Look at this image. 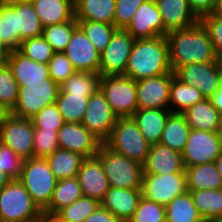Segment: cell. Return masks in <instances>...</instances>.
<instances>
[{
  "mask_svg": "<svg viewBox=\"0 0 222 222\" xmlns=\"http://www.w3.org/2000/svg\"><path fill=\"white\" fill-rule=\"evenodd\" d=\"M166 38L172 72L189 64L217 61L209 34L200 21L191 27L168 32Z\"/></svg>",
  "mask_w": 222,
  "mask_h": 222,
  "instance_id": "6da1fadb",
  "label": "cell"
},
{
  "mask_svg": "<svg viewBox=\"0 0 222 222\" xmlns=\"http://www.w3.org/2000/svg\"><path fill=\"white\" fill-rule=\"evenodd\" d=\"M172 71L166 36L135 39L125 75L138 81Z\"/></svg>",
  "mask_w": 222,
  "mask_h": 222,
  "instance_id": "7a4b0ae2",
  "label": "cell"
},
{
  "mask_svg": "<svg viewBox=\"0 0 222 222\" xmlns=\"http://www.w3.org/2000/svg\"><path fill=\"white\" fill-rule=\"evenodd\" d=\"M42 210L19 180L0 189V222H39Z\"/></svg>",
  "mask_w": 222,
  "mask_h": 222,
  "instance_id": "3957f363",
  "label": "cell"
},
{
  "mask_svg": "<svg viewBox=\"0 0 222 222\" xmlns=\"http://www.w3.org/2000/svg\"><path fill=\"white\" fill-rule=\"evenodd\" d=\"M96 156L100 159L109 186L141 189L143 165L101 144Z\"/></svg>",
  "mask_w": 222,
  "mask_h": 222,
  "instance_id": "277c9868",
  "label": "cell"
},
{
  "mask_svg": "<svg viewBox=\"0 0 222 222\" xmlns=\"http://www.w3.org/2000/svg\"><path fill=\"white\" fill-rule=\"evenodd\" d=\"M18 180L42 211L49 205L58 181L46 158L41 157L26 159Z\"/></svg>",
  "mask_w": 222,
  "mask_h": 222,
  "instance_id": "5b68a950",
  "label": "cell"
},
{
  "mask_svg": "<svg viewBox=\"0 0 222 222\" xmlns=\"http://www.w3.org/2000/svg\"><path fill=\"white\" fill-rule=\"evenodd\" d=\"M104 144L142 165L147 159L151 146L132 117H117L113 130Z\"/></svg>",
  "mask_w": 222,
  "mask_h": 222,
  "instance_id": "8992f818",
  "label": "cell"
},
{
  "mask_svg": "<svg viewBox=\"0 0 222 222\" xmlns=\"http://www.w3.org/2000/svg\"><path fill=\"white\" fill-rule=\"evenodd\" d=\"M99 89L117 117H131L138 110L136 81L130 77L100 76Z\"/></svg>",
  "mask_w": 222,
  "mask_h": 222,
  "instance_id": "52a82bcc",
  "label": "cell"
},
{
  "mask_svg": "<svg viewBox=\"0 0 222 222\" xmlns=\"http://www.w3.org/2000/svg\"><path fill=\"white\" fill-rule=\"evenodd\" d=\"M59 85L50 77L43 82L25 83L19 86L18 100L11 115L31 119L45 106L56 102Z\"/></svg>",
  "mask_w": 222,
  "mask_h": 222,
  "instance_id": "ba28073f",
  "label": "cell"
},
{
  "mask_svg": "<svg viewBox=\"0 0 222 222\" xmlns=\"http://www.w3.org/2000/svg\"><path fill=\"white\" fill-rule=\"evenodd\" d=\"M222 152V138L217 132L190 129L182 151L185 167L214 162Z\"/></svg>",
  "mask_w": 222,
  "mask_h": 222,
  "instance_id": "9c48e42d",
  "label": "cell"
},
{
  "mask_svg": "<svg viewBox=\"0 0 222 222\" xmlns=\"http://www.w3.org/2000/svg\"><path fill=\"white\" fill-rule=\"evenodd\" d=\"M187 191L186 173L142 175V196L166 206L176 196Z\"/></svg>",
  "mask_w": 222,
  "mask_h": 222,
  "instance_id": "30bf717a",
  "label": "cell"
},
{
  "mask_svg": "<svg viewBox=\"0 0 222 222\" xmlns=\"http://www.w3.org/2000/svg\"><path fill=\"white\" fill-rule=\"evenodd\" d=\"M135 39L124 29H118L100 54V76L125 75Z\"/></svg>",
  "mask_w": 222,
  "mask_h": 222,
  "instance_id": "8fae6325",
  "label": "cell"
},
{
  "mask_svg": "<svg viewBox=\"0 0 222 222\" xmlns=\"http://www.w3.org/2000/svg\"><path fill=\"white\" fill-rule=\"evenodd\" d=\"M34 125L31 119L11 115L0 127V142L24 160L33 157Z\"/></svg>",
  "mask_w": 222,
  "mask_h": 222,
  "instance_id": "7c38bea8",
  "label": "cell"
},
{
  "mask_svg": "<svg viewBox=\"0 0 222 222\" xmlns=\"http://www.w3.org/2000/svg\"><path fill=\"white\" fill-rule=\"evenodd\" d=\"M117 116L111 110L105 96L98 89L88 101V107L81 124L104 143L110 136Z\"/></svg>",
  "mask_w": 222,
  "mask_h": 222,
  "instance_id": "4fadbf2b",
  "label": "cell"
},
{
  "mask_svg": "<svg viewBox=\"0 0 222 222\" xmlns=\"http://www.w3.org/2000/svg\"><path fill=\"white\" fill-rule=\"evenodd\" d=\"M173 72L136 81L138 109L169 110Z\"/></svg>",
  "mask_w": 222,
  "mask_h": 222,
  "instance_id": "5bb4252c",
  "label": "cell"
},
{
  "mask_svg": "<svg viewBox=\"0 0 222 222\" xmlns=\"http://www.w3.org/2000/svg\"><path fill=\"white\" fill-rule=\"evenodd\" d=\"M174 74L183 83L195 86L205 98L215 94L221 79L217 61L181 66Z\"/></svg>",
  "mask_w": 222,
  "mask_h": 222,
  "instance_id": "9a60e30c",
  "label": "cell"
},
{
  "mask_svg": "<svg viewBox=\"0 0 222 222\" xmlns=\"http://www.w3.org/2000/svg\"><path fill=\"white\" fill-rule=\"evenodd\" d=\"M60 149L81 154L85 158L96 156L102 142L81 123H65L58 130Z\"/></svg>",
  "mask_w": 222,
  "mask_h": 222,
  "instance_id": "2e32d148",
  "label": "cell"
},
{
  "mask_svg": "<svg viewBox=\"0 0 222 222\" xmlns=\"http://www.w3.org/2000/svg\"><path fill=\"white\" fill-rule=\"evenodd\" d=\"M134 39L165 36L162 16L154 0L143 2L135 11L129 25L124 29Z\"/></svg>",
  "mask_w": 222,
  "mask_h": 222,
  "instance_id": "e0dca14e",
  "label": "cell"
},
{
  "mask_svg": "<svg viewBox=\"0 0 222 222\" xmlns=\"http://www.w3.org/2000/svg\"><path fill=\"white\" fill-rule=\"evenodd\" d=\"M64 54L76 71L99 74L100 53L79 27L73 32Z\"/></svg>",
  "mask_w": 222,
  "mask_h": 222,
  "instance_id": "ac0fdd59",
  "label": "cell"
},
{
  "mask_svg": "<svg viewBox=\"0 0 222 222\" xmlns=\"http://www.w3.org/2000/svg\"><path fill=\"white\" fill-rule=\"evenodd\" d=\"M77 178L83 196L93 198L99 203L110 188L103 165L97 156L83 160Z\"/></svg>",
  "mask_w": 222,
  "mask_h": 222,
  "instance_id": "d6986e66",
  "label": "cell"
},
{
  "mask_svg": "<svg viewBox=\"0 0 222 222\" xmlns=\"http://www.w3.org/2000/svg\"><path fill=\"white\" fill-rule=\"evenodd\" d=\"M143 173L158 175L185 173L182 153L160 143L152 144L143 164Z\"/></svg>",
  "mask_w": 222,
  "mask_h": 222,
  "instance_id": "ffe728a7",
  "label": "cell"
},
{
  "mask_svg": "<svg viewBox=\"0 0 222 222\" xmlns=\"http://www.w3.org/2000/svg\"><path fill=\"white\" fill-rule=\"evenodd\" d=\"M141 197V189L110 187L100 205L122 222H128L134 215Z\"/></svg>",
  "mask_w": 222,
  "mask_h": 222,
  "instance_id": "44dd1931",
  "label": "cell"
},
{
  "mask_svg": "<svg viewBox=\"0 0 222 222\" xmlns=\"http://www.w3.org/2000/svg\"><path fill=\"white\" fill-rule=\"evenodd\" d=\"M162 16L165 36L168 32L184 29L199 22L187 0H154Z\"/></svg>",
  "mask_w": 222,
  "mask_h": 222,
  "instance_id": "7402d4cb",
  "label": "cell"
},
{
  "mask_svg": "<svg viewBox=\"0 0 222 222\" xmlns=\"http://www.w3.org/2000/svg\"><path fill=\"white\" fill-rule=\"evenodd\" d=\"M7 64L19 86H25V83L43 82L50 77L48 64L31 60L18 50L10 51Z\"/></svg>",
  "mask_w": 222,
  "mask_h": 222,
  "instance_id": "603a6c76",
  "label": "cell"
},
{
  "mask_svg": "<svg viewBox=\"0 0 222 222\" xmlns=\"http://www.w3.org/2000/svg\"><path fill=\"white\" fill-rule=\"evenodd\" d=\"M172 112L163 109H138L131 117L149 144L159 143L165 123Z\"/></svg>",
  "mask_w": 222,
  "mask_h": 222,
  "instance_id": "cb8c5ba5",
  "label": "cell"
},
{
  "mask_svg": "<svg viewBox=\"0 0 222 222\" xmlns=\"http://www.w3.org/2000/svg\"><path fill=\"white\" fill-rule=\"evenodd\" d=\"M32 4L43 27L70 21L75 17L74 5L67 0H34Z\"/></svg>",
  "mask_w": 222,
  "mask_h": 222,
  "instance_id": "d4e9b609",
  "label": "cell"
},
{
  "mask_svg": "<svg viewBox=\"0 0 222 222\" xmlns=\"http://www.w3.org/2000/svg\"><path fill=\"white\" fill-rule=\"evenodd\" d=\"M190 126V129L217 132L219 128L220 112H218L210 100L205 98L201 102L187 108L182 113Z\"/></svg>",
  "mask_w": 222,
  "mask_h": 222,
  "instance_id": "484cf974",
  "label": "cell"
},
{
  "mask_svg": "<svg viewBox=\"0 0 222 222\" xmlns=\"http://www.w3.org/2000/svg\"><path fill=\"white\" fill-rule=\"evenodd\" d=\"M115 7L116 0H77L75 19L113 24Z\"/></svg>",
  "mask_w": 222,
  "mask_h": 222,
  "instance_id": "4316f807",
  "label": "cell"
},
{
  "mask_svg": "<svg viewBox=\"0 0 222 222\" xmlns=\"http://www.w3.org/2000/svg\"><path fill=\"white\" fill-rule=\"evenodd\" d=\"M188 191L222 189V177L214 162L185 167Z\"/></svg>",
  "mask_w": 222,
  "mask_h": 222,
  "instance_id": "83f0119b",
  "label": "cell"
},
{
  "mask_svg": "<svg viewBox=\"0 0 222 222\" xmlns=\"http://www.w3.org/2000/svg\"><path fill=\"white\" fill-rule=\"evenodd\" d=\"M190 132V126L182 113H171L165 123L160 144L182 153Z\"/></svg>",
  "mask_w": 222,
  "mask_h": 222,
  "instance_id": "f1b7e54d",
  "label": "cell"
},
{
  "mask_svg": "<svg viewBox=\"0 0 222 222\" xmlns=\"http://www.w3.org/2000/svg\"><path fill=\"white\" fill-rule=\"evenodd\" d=\"M204 99L205 97L195 86L183 83L173 72L169 97V110L172 113H183Z\"/></svg>",
  "mask_w": 222,
  "mask_h": 222,
  "instance_id": "f546056e",
  "label": "cell"
},
{
  "mask_svg": "<svg viewBox=\"0 0 222 222\" xmlns=\"http://www.w3.org/2000/svg\"><path fill=\"white\" fill-rule=\"evenodd\" d=\"M85 157L81 154L58 148L46 157L50 169L57 180L75 177Z\"/></svg>",
  "mask_w": 222,
  "mask_h": 222,
  "instance_id": "4dcf8cb0",
  "label": "cell"
},
{
  "mask_svg": "<svg viewBox=\"0 0 222 222\" xmlns=\"http://www.w3.org/2000/svg\"><path fill=\"white\" fill-rule=\"evenodd\" d=\"M166 222H200L203 220L190 191L176 196L166 206Z\"/></svg>",
  "mask_w": 222,
  "mask_h": 222,
  "instance_id": "1f68e13d",
  "label": "cell"
},
{
  "mask_svg": "<svg viewBox=\"0 0 222 222\" xmlns=\"http://www.w3.org/2000/svg\"><path fill=\"white\" fill-rule=\"evenodd\" d=\"M90 96L64 93L59 88L55 104L65 123L82 122Z\"/></svg>",
  "mask_w": 222,
  "mask_h": 222,
  "instance_id": "d6a6232c",
  "label": "cell"
},
{
  "mask_svg": "<svg viewBox=\"0 0 222 222\" xmlns=\"http://www.w3.org/2000/svg\"><path fill=\"white\" fill-rule=\"evenodd\" d=\"M83 196L77 176L57 181L49 205L43 210L57 213Z\"/></svg>",
  "mask_w": 222,
  "mask_h": 222,
  "instance_id": "836d02e7",
  "label": "cell"
},
{
  "mask_svg": "<svg viewBox=\"0 0 222 222\" xmlns=\"http://www.w3.org/2000/svg\"><path fill=\"white\" fill-rule=\"evenodd\" d=\"M16 23L20 42L43 33V26L32 3L16 4Z\"/></svg>",
  "mask_w": 222,
  "mask_h": 222,
  "instance_id": "e575fe53",
  "label": "cell"
},
{
  "mask_svg": "<svg viewBox=\"0 0 222 222\" xmlns=\"http://www.w3.org/2000/svg\"><path fill=\"white\" fill-rule=\"evenodd\" d=\"M190 193L203 219L211 221L222 216V189H203Z\"/></svg>",
  "mask_w": 222,
  "mask_h": 222,
  "instance_id": "d590c367",
  "label": "cell"
},
{
  "mask_svg": "<svg viewBox=\"0 0 222 222\" xmlns=\"http://www.w3.org/2000/svg\"><path fill=\"white\" fill-rule=\"evenodd\" d=\"M0 41L10 50H18L20 36L17 33L16 4L0 5Z\"/></svg>",
  "mask_w": 222,
  "mask_h": 222,
  "instance_id": "8d00e7d4",
  "label": "cell"
},
{
  "mask_svg": "<svg viewBox=\"0 0 222 222\" xmlns=\"http://www.w3.org/2000/svg\"><path fill=\"white\" fill-rule=\"evenodd\" d=\"M100 75L76 71L71 77L64 81L59 88L68 94L92 95L99 89Z\"/></svg>",
  "mask_w": 222,
  "mask_h": 222,
  "instance_id": "74e56055",
  "label": "cell"
},
{
  "mask_svg": "<svg viewBox=\"0 0 222 222\" xmlns=\"http://www.w3.org/2000/svg\"><path fill=\"white\" fill-rule=\"evenodd\" d=\"M77 24L100 54L118 30L114 24H105L97 21L77 20Z\"/></svg>",
  "mask_w": 222,
  "mask_h": 222,
  "instance_id": "f35d334b",
  "label": "cell"
},
{
  "mask_svg": "<svg viewBox=\"0 0 222 222\" xmlns=\"http://www.w3.org/2000/svg\"><path fill=\"white\" fill-rule=\"evenodd\" d=\"M77 28V20L74 17L70 21L43 27L42 36L51 45L54 52H64Z\"/></svg>",
  "mask_w": 222,
  "mask_h": 222,
  "instance_id": "ab89813d",
  "label": "cell"
},
{
  "mask_svg": "<svg viewBox=\"0 0 222 222\" xmlns=\"http://www.w3.org/2000/svg\"><path fill=\"white\" fill-rule=\"evenodd\" d=\"M24 161L9 146L0 142V189L19 179Z\"/></svg>",
  "mask_w": 222,
  "mask_h": 222,
  "instance_id": "60d3db41",
  "label": "cell"
},
{
  "mask_svg": "<svg viewBox=\"0 0 222 222\" xmlns=\"http://www.w3.org/2000/svg\"><path fill=\"white\" fill-rule=\"evenodd\" d=\"M100 205V203L90 197L82 196L72 204L62 208L56 214L66 222H84Z\"/></svg>",
  "mask_w": 222,
  "mask_h": 222,
  "instance_id": "b9f144b4",
  "label": "cell"
},
{
  "mask_svg": "<svg viewBox=\"0 0 222 222\" xmlns=\"http://www.w3.org/2000/svg\"><path fill=\"white\" fill-rule=\"evenodd\" d=\"M18 51L25 57L41 64H48L55 53L42 35L22 41Z\"/></svg>",
  "mask_w": 222,
  "mask_h": 222,
  "instance_id": "7bdbcfd3",
  "label": "cell"
},
{
  "mask_svg": "<svg viewBox=\"0 0 222 222\" xmlns=\"http://www.w3.org/2000/svg\"><path fill=\"white\" fill-rule=\"evenodd\" d=\"M19 94V85L8 64L0 67V102L11 111L15 107Z\"/></svg>",
  "mask_w": 222,
  "mask_h": 222,
  "instance_id": "ee69618b",
  "label": "cell"
},
{
  "mask_svg": "<svg viewBox=\"0 0 222 222\" xmlns=\"http://www.w3.org/2000/svg\"><path fill=\"white\" fill-rule=\"evenodd\" d=\"M128 222H166L165 206L142 196Z\"/></svg>",
  "mask_w": 222,
  "mask_h": 222,
  "instance_id": "f6af8a7d",
  "label": "cell"
},
{
  "mask_svg": "<svg viewBox=\"0 0 222 222\" xmlns=\"http://www.w3.org/2000/svg\"><path fill=\"white\" fill-rule=\"evenodd\" d=\"M33 157L46 158L59 148L58 130L34 129Z\"/></svg>",
  "mask_w": 222,
  "mask_h": 222,
  "instance_id": "bcb514c9",
  "label": "cell"
},
{
  "mask_svg": "<svg viewBox=\"0 0 222 222\" xmlns=\"http://www.w3.org/2000/svg\"><path fill=\"white\" fill-rule=\"evenodd\" d=\"M31 121L33 122L34 129L43 130H59L65 124L55 103L45 106L31 118Z\"/></svg>",
  "mask_w": 222,
  "mask_h": 222,
  "instance_id": "7dc6e473",
  "label": "cell"
},
{
  "mask_svg": "<svg viewBox=\"0 0 222 222\" xmlns=\"http://www.w3.org/2000/svg\"><path fill=\"white\" fill-rule=\"evenodd\" d=\"M48 69L50 78L58 85H61L76 72L71 61L64 52L54 53L48 63Z\"/></svg>",
  "mask_w": 222,
  "mask_h": 222,
  "instance_id": "c3c4849f",
  "label": "cell"
},
{
  "mask_svg": "<svg viewBox=\"0 0 222 222\" xmlns=\"http://www.w3.org/2000/svg\"><path fill=\"white\" fill-rule=\"evenodd\" d=\"M147 0H116L113 24L117 29H125L136 9Z\"/></svg>",
  "mask_w": 222,
  "mask_h": 222,
  "instance_id": "681fc988",
  "label": "cell"
},
{
  "mask_svg": "<svg viewBox=\"0 0 222 222\" xmlns=\"http://www.w3.org/2000/svg\"><path fill=\"white\" fill-rule=\"evenodd\" d=\"M209 34L216 55L222 53V18L213 13L203 16L199 19Z\"/></svg>",
  "mask_w": 222,
  "mask_h": 222,
  "instance_id": "f907efd6",
  "label": "cell"
},
{
  "mask_svg": "<svg viewBox=\"0 0 222 222\" xmlns=\"http://www.w3.org/2000/svg\"><path fill=\"white\" fill-rule=\"evenodd\" d=\"M187 2L190 10L200 19L213 13L217 0H187Z\"/></svg>",
  "mask_w": 222,
  "mask_h": 222,
  "instance_id": "816d5d0a",
  "label": "cell"
},
{
  "mask_svg": "<svg viewBox=\"0 0 222 222\" xmlns=\"http://www.w3.org/2000/svg\"><path fill=\"white\" fill-rule=\"evenodd\" d=\"M84 222H122L113 213L99 205Z\"/></svg>",
  "mask_w": 222,
  "mask_h": 222,
  "instance_id": "f5cc1de1",
  "label": "cell"
},
{
  "mask_svg": "<svg viewBox=\"0 0 222 222\" xmlns=\"http://www.w3.org/2000/svg\"><path fill=\"white\" fill-rule=\"evenodd\" d=\"M213 107L218 111L222 112V78L220 79V84L218 90L210 98Z\"/></svg>",
  "mask_w": 222,
  "mask_h": 222,
  "instance_id": "db71d44e",
  "label": "cell"
},
{
  "mask_svg": "<svg viewBox=\"0 0 222 222\" xmlns=\"http://www.w3.org/2000/svg\"><path fill=\"white\" fill-rule=\"evenodd\" d=\"M39 222H66V221L63 220L60 216H58L56 213H49L42 211Z\"/></svg>",
  "mask_w": 222,
  "mask_h": 222,
  "instance_id": "11a10c76",
  "label": "cell"
},
{
  "mask_svg": "<svg viewBox=\"0 0 222 222\" xmlns=\"http://www.w3.org/2000/svg\"><path fill=\"white\" fill-rule=\"evenodd\" d=\"M10 50L0 41V67L7 64Z\"/></svg>",
  "mask_w": 222,
  "mask_h": 222,
  "instance_id": "9f6ffc18",
  "label": "cell"
},
{
  "mask_svg": "<svg viewBox=\"0 0 222 222\" xmlns=\"http://www.w3.org/2000/svg\"><path fill=\"white\" fill-rule=\"evenodd\" d=\"M11 116V110L0 102V127Z\"/></svg>",
  "mask_w": 222,
  "mask_h": 222,
  "instance_id": "6f0895ef",
  "label": "cell"
},
{
  "mask_svg": "<svg viewBox=\"0 0 222 222\" xmlns=\"http://www.w3.org/2000/svg\"><path fill=\"white\" fill-rule=\"evenodd\" d=\"M213 14L222 18V0H217Z\"/></svg>",
  "mask_w": 222,
  "mask_h": 222,
  "instance_id": "680465c9",
  "label": "cell"
},
{
  "mask_svg": "<svg viewBox=\"0 0 222 222\" xmlns=\"http://www.w3.org/2000/svg\"><path fill=\"white\" fill-rule=\"evenodd\" d=\"M217 171L219 172V174L222 177V152L221 154L217 157V159L214 161Z\"/></svg>",
  "mask_w": 222,
  "mask_h": 222,
  "instance_id": "91938a15",
  "label": "cell"
},
{
  "mask_svg": "<svg viewBox=\"0 0 222 222\" xmlns=\"http://www.w3.org/2000/svg\"><path fill=\"white\" fill-rule=\"evenodd\" d=\"M34 0H6V4L33 3Z\"/></svg>",
  "mask_w": 222,
  "mask_h": 222,
  "instance_id": "94428289",
  "label": "cell"
},
{
  "mask_svg": "<svg viewBox=\"0 0 222 222\" xmlns=\"http://www.w3.org/2000/svg\"><path fill=\"white\" fill-rule=\"evenodd\" d=\"M217 133L222 138V112H220L219 128H218Z\"/></svg>",
  "mask_w": 222,
  "mask_h": 222,
  "instance_id": "6125c7cd",
  "label": "cell"
},
{
  "mask_svg": "<svg viewBox=\"0 0 222 222\" xmlns=\"http://www.w3.org/2000/svg\"><path fill=\"white\" fill-rule=\"evenodd\" d=\"M217 62H218V66H219L221 78H222V53L217 56Z\"/></svg>",
  "mask_w": 222,
  "mask_h": 222,
  "instance_id": "be15d7a7",
  "label": "cell"
},
{
  "mask_svg": "<svg viewBox=\"0 0 222 222\" xmlns=\"http://www.w3.org/2000/svg\"><path fill=\"white\" fill-rule=\"evenodd\" d=\"M210 222H222V216L211 220Z\"/></svg>",
  "mask_w": 222,
  "mask_h": 222,
  "instance_id": "e7e4bbea",
  "label": "cell"
},
{
  "mask_svg": "<svg viewBox=\"0 0 222 222\" xmlns=\"http://www.w3.org/2000/svg\"><path fill=\"white\" fill-rule=\"evenodd\" d=\"M67 1H70L75 6L77 0H67Z\"/></svg>",
  "mask_w": 222,
  "mask_h": 222,
  "instance_id": "03108f58",
  "label": "cell"
},
{
  "mask_svg": "<svg viewBox=\"0 0 222 222\" xmlns=\"http://www.w3.org/2000/svg\"><path fill=\"white\" fill-rule=\"evenodd\" d=\"M6 3V0H0V5H3Z\"/></svg>",
  "mask_w": 222,
  "mask_h": 222,
  "instance_id": "003e7915",
  "label": "cell"
},
{
  "mask_svg": "<svg viewBox=\"0 0 222 222\" xmlns=\"http://www.w3.org/2000/svg\"><path fill=\"white\" fill-rule=\"evenodd\" d=\"M200 222H210V221L203 219V220H201Z\"/></svg>",
  "mask_w": 222,
  "mask_h": 222,
  "instance_id": "a7ac6f4b",
  "label": "cell"
}]
</instances>
